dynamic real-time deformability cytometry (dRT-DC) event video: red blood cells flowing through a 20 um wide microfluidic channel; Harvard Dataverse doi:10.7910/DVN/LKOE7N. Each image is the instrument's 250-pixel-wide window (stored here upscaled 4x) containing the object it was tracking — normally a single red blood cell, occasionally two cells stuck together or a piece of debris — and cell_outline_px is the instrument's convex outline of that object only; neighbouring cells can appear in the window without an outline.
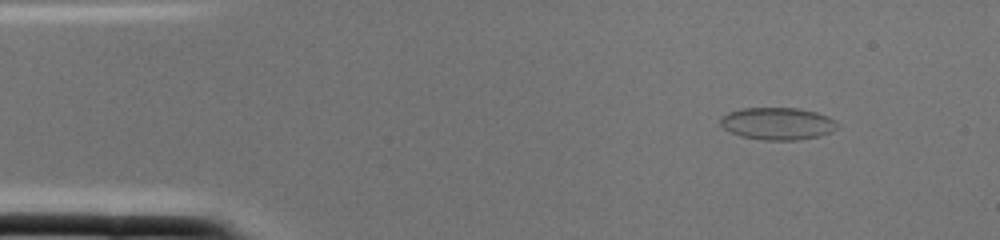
{"species": "common noctule bat (a hibernating species)", "species_latin": "Nyctalus noctula", "temperature_condition": "cold", "stored_images_in_passage": 1, "camera_frame_rate_fps": 3000, "um_per_image_px": 0.085, "animal": {"sex": "female", "body_mass_g": 22.0, "forearm_length_mm": 56.7}, "frame": {"image": 1, "passage_image": 1, "time_ms": 0.0, "image_size_px": [1000, 240], "cell_outline_px": [[840, 124], [832, 132], [820, 136], [800, 140], [764, 140], [740, 136], [724, 128], [720, 124], [720, 116], [728, 112], [740, 108], [800, 108], [816, 112], [828, 116], [836, 120]], "centroid_in_image_um": [66.12, 10.5], "position_along_channel_um": 18.9, "area_um2": 22.31}}